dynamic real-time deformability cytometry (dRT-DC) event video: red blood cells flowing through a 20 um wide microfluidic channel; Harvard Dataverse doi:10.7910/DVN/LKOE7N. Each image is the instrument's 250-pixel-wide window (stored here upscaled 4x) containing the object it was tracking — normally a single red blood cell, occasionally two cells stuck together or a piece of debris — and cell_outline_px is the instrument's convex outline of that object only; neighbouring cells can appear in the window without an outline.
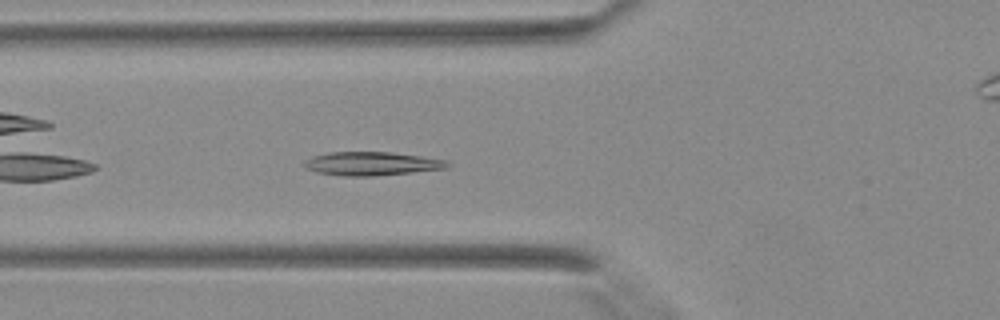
{"species": "Egyptian fruit bat (a non-hibernating species)", "species_latin": "Rousettus aegyptiacus", "temperature_condition": "warm", "stored_images_in_passage": 7, "camera_frame_rate_fps": 3000, "um_per_image_px": 0.085, "animal": {"sex": "female"}, "frame": {"image": 1, "passage_image": 3, "time_ms": 0.667, "image_size_px": [1000, 320], "cell_outline_px": [[452, 164], [448, 168], [412, 172], [372, 176], [344, 176], [316, 172], [304, 168], [304, 160], [312, 156], [328, 152], [392, 152], [448, 160]], "centroid_in_image_um": [31.59, 13.9], "position_along_channel_um": 94.2, "area_um2": 19.83}}